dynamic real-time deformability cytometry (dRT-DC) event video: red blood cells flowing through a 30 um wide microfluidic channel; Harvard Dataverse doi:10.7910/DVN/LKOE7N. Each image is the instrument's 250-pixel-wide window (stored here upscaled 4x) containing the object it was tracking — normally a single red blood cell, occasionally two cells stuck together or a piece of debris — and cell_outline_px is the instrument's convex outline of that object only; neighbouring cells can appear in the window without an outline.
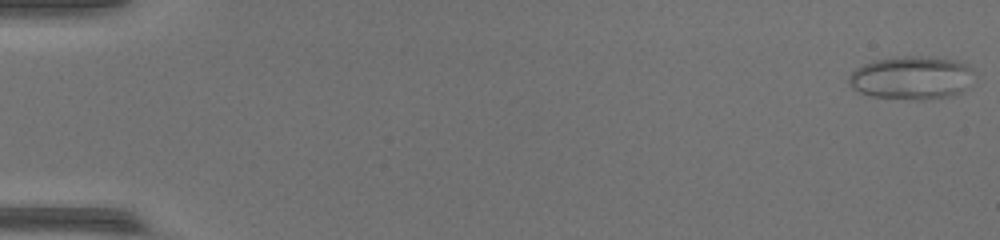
{"species": "common noctule bat (a hibernating species)", "species_latin": "Nyctalus noctula", "temperature_condition": "warm", "stored_images_in_passage": 52, "camera_frame_rate_fps": 3000, "um_per_image_px": 0.085, "animal": {"sex": "female", "body_mass_g": 17.0, "forearm_length_mm": 48.0}, "frame": {"image": 1, "passage_image": 1, "time_ms": 0.0, "image_size_px": [1000, 240], "cell_outline_px": [[972, 72], [968, 88], [952, 96], [924, 100], [912, 100], [872, 96], [860, 92], [852, 88], [848, 80], [848, 76], [856, 68], [864, 64], [876, 60], [904, 56], [932, 56], [956, 60], [968, 64], [972, 68]], "centroid_in_image_um": [77.5, 6.61], "position_along_channel_um": 7.5, "area_um2": 31.79}}
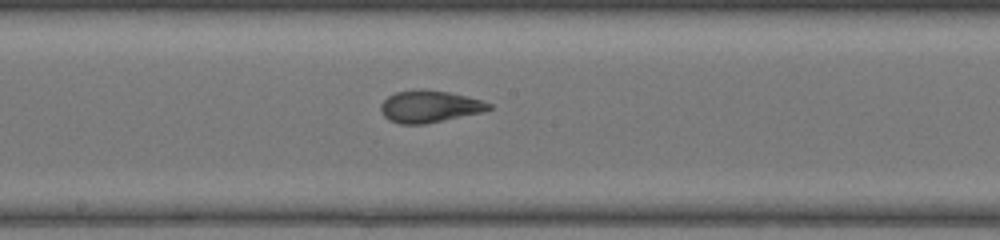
{"frame": {"image": 2, "passage_image": 29, "time_ms": 9.333, "image_size_px": [1000, 240], "cell_outline_px": [[492, 108], [480, 112], [424, 124], [400, 124], [388, 120], [380, 112], [380, 104], [388, 96], [396, 92], [420, 88], [448, 92], [468, 96], [484, 100], [492, 104]], "centroid_in_image_um": [36.48, 9.04], "position_along_channel_um": 211.7, "area_um2": 20.23}}
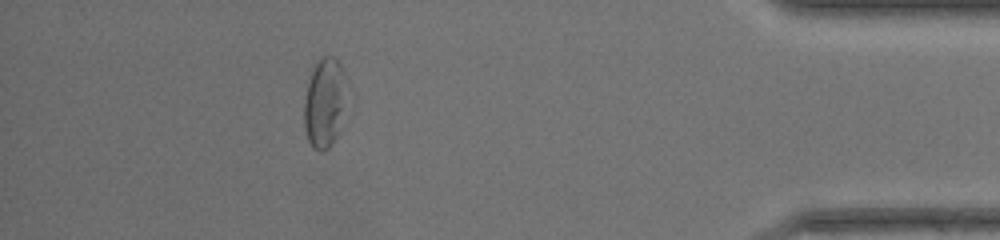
{"frame": {"image": 3, "passage_image": 47, "time_ms": 15.333, "image_size_px": [1000, 240], "cell_outline_px": [[348, 80], [340, 132], [332, 144], [324, 152], [320, 152], [312, 148], [308, 140], [304, 128], [304, 100], [312, 68], [316, 60], [324, 56], [332, 56], [340, 64], [348, 76]], "centroid_in_image_um": [27.61, 8.74], "position_along_channel_um": 407.6, "area_um2": 22.95}}